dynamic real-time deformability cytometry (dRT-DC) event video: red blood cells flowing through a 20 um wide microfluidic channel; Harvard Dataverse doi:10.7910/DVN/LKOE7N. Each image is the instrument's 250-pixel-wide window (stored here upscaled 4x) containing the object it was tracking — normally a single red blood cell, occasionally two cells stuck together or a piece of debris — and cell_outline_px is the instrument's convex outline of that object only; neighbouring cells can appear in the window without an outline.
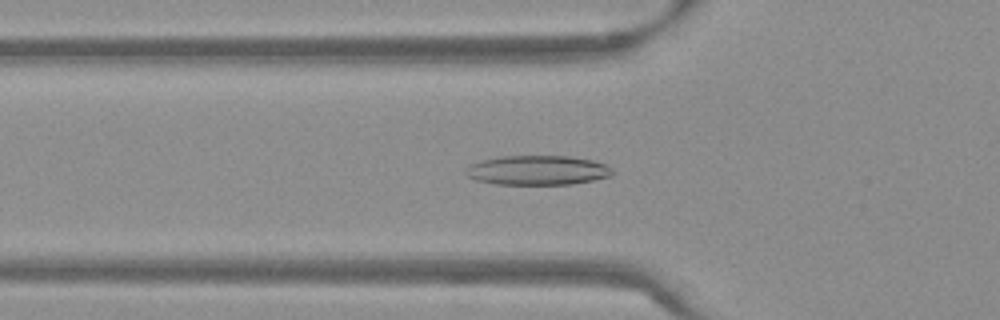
{"species": "Egyptian fruit bat (a non-hibernating species)", "species_latin": "Rousettus aegyptiacus", "temperature_condition": "warm", "stored_images_in_passage": 53, "camera_frame_rate_fps": 3000, "um_per_image_px": 0.085, "frame": {"image": 1, "passage_image": 18, "time_ms": 5.667, "image_size_px": [1000, 320], "cell_outline_px": [[616, 172], [612, 176], [572, 184], [496, 184], [476, 180], [468, 176], [464, 172], [468, 164], [480, 160], [500, 156], [568, 156], [592, 160], [604, 164], [612, 168]], "centroid_in_image_um": [45.68, 14.46], "position_along_channel_um": 80.1, "area_um2": 25.37}}
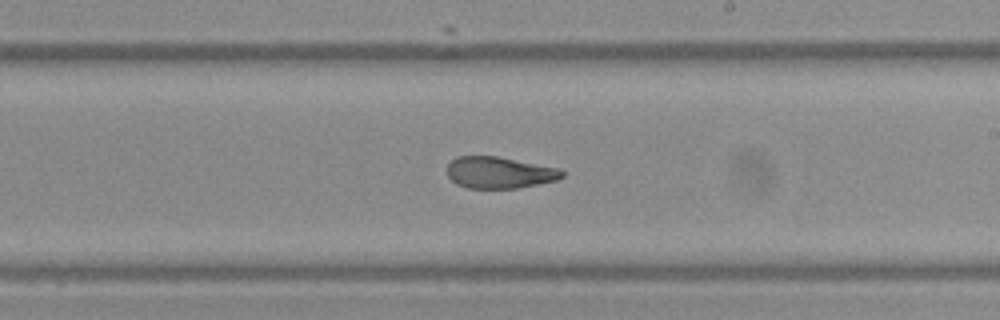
{"frame": {"image": 2, "passage_image": 31, "time_ms": 10.0, "image_size_px": [1000, 320], "cell_outline_px": [[564, 176], [556, 180], [516, 188], [468, 188], [456, 184], [448, 176], [448, 164], [456, 156], [496, 156], [560, 168], [564, 172]], "centroid_in_image_um": [42.44, 14.66], "position_along_channel_um": 246.6, "area_um2": 21.04}}
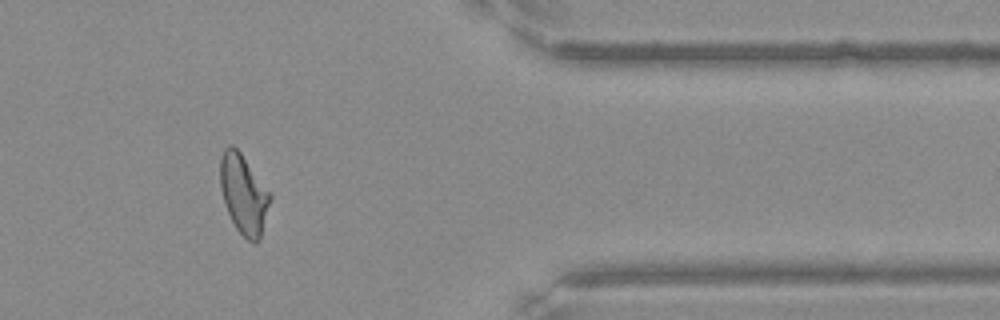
{"frame": {"image": 3, "passage_image": 44, "time_ms": 14.333, "image_size_px": [1000, 320], "cell_outline_px": [[272, 196], [260, 240], [256, 244], [252, 244], [236, 228], [224, 204], [220, 188], [220, 160], [224, 148], [228, 144], [232, 144], [240, 152], [272, 192]], "centroid_in_image_um": [20.73, 16.5], "position_along_channel_um": 390.7, "area_um2": 23.47}, "authors_computed_cell_mechanics": {"area_um2": 23.4668, "velocity_mm_per_s": 3.8187, "shape_relaxation_time_tau1_ms": null, "shape_relaxation_time_tau2_ms": 2.0703, "deformation_change_tau1": null, "deformation_change_tau2": 0.0951}}